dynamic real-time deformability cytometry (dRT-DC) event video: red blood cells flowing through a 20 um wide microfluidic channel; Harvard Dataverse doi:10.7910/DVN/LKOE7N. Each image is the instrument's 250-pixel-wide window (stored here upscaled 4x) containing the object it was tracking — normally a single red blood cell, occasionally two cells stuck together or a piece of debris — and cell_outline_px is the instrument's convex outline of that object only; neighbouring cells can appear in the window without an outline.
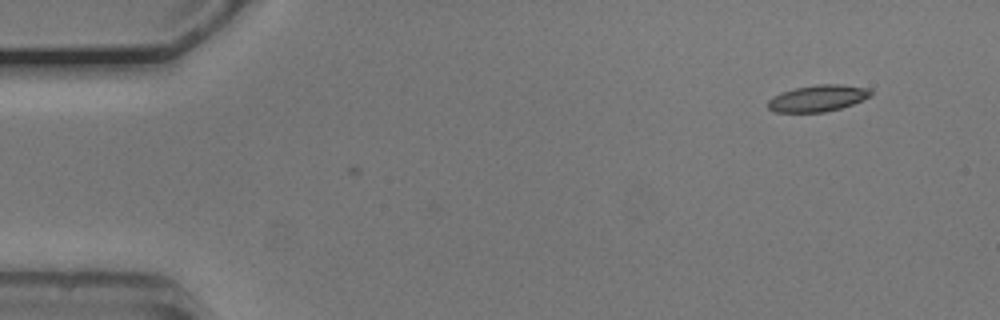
{"species": "common noctule bat (a hibernating species)", "species_latin": "Nyctalus noctula", "temperature_condition": "cold", "stored_images_in_passage": 9, "camera_frame_rate_fps": 3000, "um_per_image_px": 0.085, "animal": {"sex": "male", "body_mass_g": 20.5, "forearm_length_mm": 52.5}, "frame": {"image": 1, "passage_image": 9, "time_ms": 2.667, "image_size_px": [1000, 320], "cell_outline_px": [[872, 96], [852, 104], [840, 108], [824, 112], [776, 112], [768, 108], [768, 100], [772, 96], [780, 92], [796, 88], [816, 84], [840, 84], [868, 88], [872, 92]], "centroid_in_image_um": [69.5, 8.34], "position_along_channel_um": 15.5, "area_um2": 15.9}}